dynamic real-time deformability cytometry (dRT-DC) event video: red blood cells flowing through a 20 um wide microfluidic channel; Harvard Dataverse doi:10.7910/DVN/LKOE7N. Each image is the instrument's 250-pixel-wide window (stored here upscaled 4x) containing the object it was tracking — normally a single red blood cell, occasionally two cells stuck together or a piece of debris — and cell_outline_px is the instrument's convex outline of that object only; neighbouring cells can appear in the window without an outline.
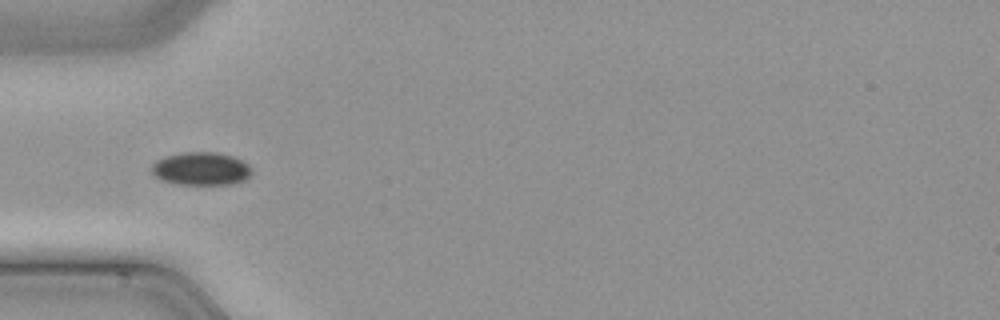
{"species": "common noctule bat (a hibernating species)", "species_latin": "Nyctalus noctula", "temperature_condition": "cold", "stored_images_in_passage": 7, "camera_frame_rate_fps": 3000, "um_per_image_px": 0.085, "animal": {"sex": "male", "body_mass_g": 21.5, "forearm_length_mm": 52.0}, "frame": {"image": 1, "passage_image": 4, "time_ms": 1.0, "image_size_px": [1000, 320], "cell_outline_px": [[252, 172], [244, 180], [232, 184], [180, 184], [164, 180], [156, 176], [152, 172], [152, 164], [156, 160], [168, 156], [184, 152], [212, 152], [232, 156], [248, 164], [252, 168]], "centroid_in_image_um": [17.11, 14.34], "position_along_channel_um": 67.9, "area_um2": 18.96}}